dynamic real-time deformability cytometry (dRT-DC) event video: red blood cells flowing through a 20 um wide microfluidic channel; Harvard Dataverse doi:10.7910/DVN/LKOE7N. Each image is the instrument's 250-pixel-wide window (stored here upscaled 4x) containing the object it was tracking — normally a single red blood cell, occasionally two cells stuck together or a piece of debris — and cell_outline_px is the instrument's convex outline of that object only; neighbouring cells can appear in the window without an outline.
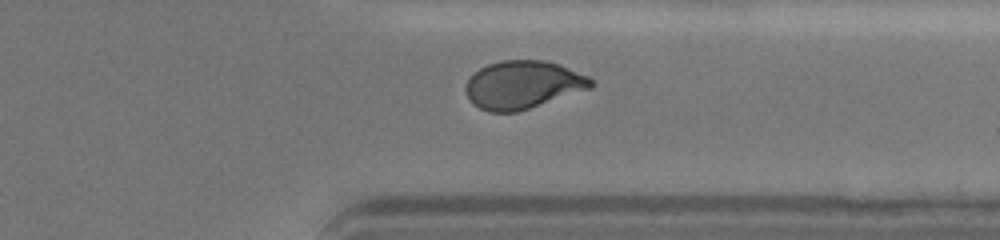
{"species": "human", "species_latin": "Homo sapiens", "temperature_condition": "cold", "stored_images_in_passage": 37, "camera_frame_rate_fps": 3000, "um_per_image_px": 0.085, "donor": {"sex": "female"}, "frame": {"image": 1, "passage_image": 32, "time_ms": 10.333, "image_size_px": [1000, 240], "cell_outline_px": [[592, 88], [516, 112], [488, 112], [472, 104], [464, 88], [464, 84], [480, 68], [488, 64], [504, 60], [544, 60], [556, 64], [588, 76], [592, 80]], "centroid_in_image_um": [44.41, 7.21], "position_along_channel_um": 367.0, "area_um2": 34.68}}